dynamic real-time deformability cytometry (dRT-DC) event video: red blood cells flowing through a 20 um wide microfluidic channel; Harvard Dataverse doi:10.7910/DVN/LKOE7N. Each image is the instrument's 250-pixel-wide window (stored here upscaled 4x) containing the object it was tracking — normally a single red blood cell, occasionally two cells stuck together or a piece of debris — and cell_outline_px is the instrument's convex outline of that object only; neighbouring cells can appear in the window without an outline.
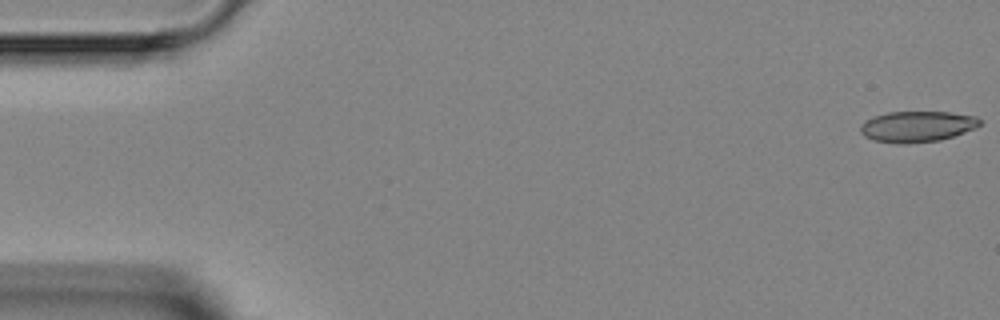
{"species": "Egyptian fruit bat (a non-hibernating species)", "species_latin": "Rousettus aegyptiacus", "temperature_condition": "room temperature", "stored_images_in_passage": 4, "camera_frame_rate_fps": 3000, "um_per_image_px": 0.085, "animal": {"sex": "female"}, "frame": {"image": 1, "passage_image": 1, "time_ms": 0.0, "image_size_px": [1000, 320], "cell_outline_px": [[984, 120], [976, 128], [940, 140], [908, 144], [896, 144], [872, 140], [864, 136], [860, 132], [860, 124], [864, 120], [872, 116], [888, 112], [948, 112], [976, 116]], "centroid_in_image_um": [77.92, 10.76], "position_along_channel_um": 7.1, "area_um2": 21.85}}
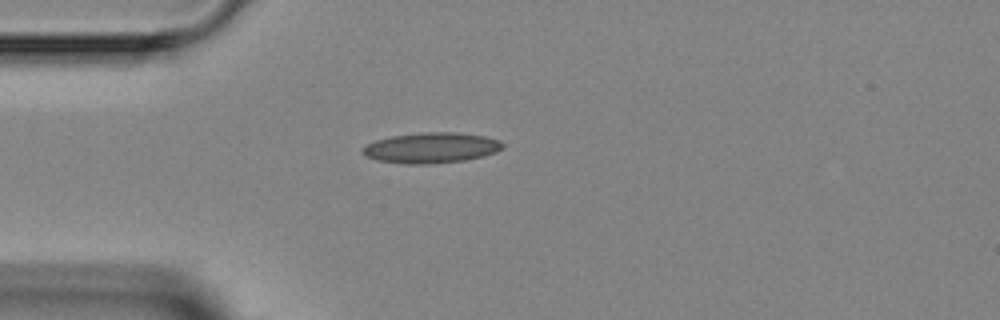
{"frame": {"image": 2, "passage_image": 4, "time_ms": 4.0, "image_size_px": [1000, 320], "cell_outline_px": [[504, 148], [496, 152], [464, 160], [428, 164], [404, 164], [376, 160], [364, 156], [360, 152], [360, 148], [376, 140], [392, 136], [424, 132], [456, 132], [484, 136], [500, 140], [504, 144]], "centroid_in_image_um": [36.62, 12.56], "position_along_channel_um": 48.4, "area_um2": 24.97}}